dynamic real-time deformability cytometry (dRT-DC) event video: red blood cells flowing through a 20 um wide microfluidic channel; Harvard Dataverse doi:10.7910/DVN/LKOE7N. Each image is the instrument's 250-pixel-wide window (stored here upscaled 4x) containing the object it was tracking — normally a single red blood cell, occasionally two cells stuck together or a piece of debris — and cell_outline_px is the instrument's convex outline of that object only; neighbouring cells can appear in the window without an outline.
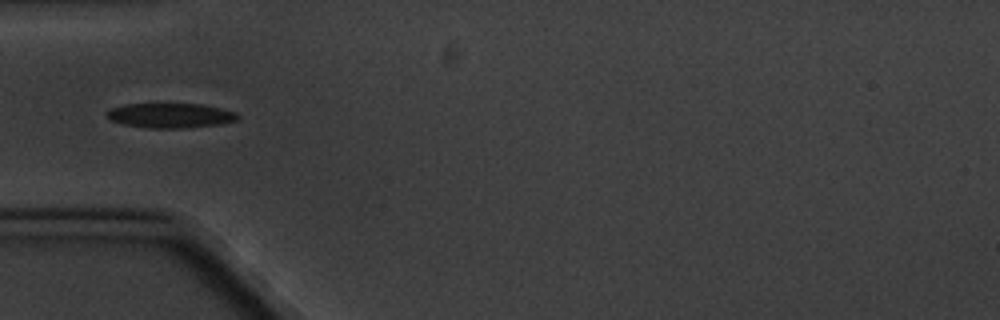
{"species": "common noctule bat (a hibernating species)", "species_latin": "Nyctalus noctula", "temperature_condition": "cold", "stored_images_in_passage": 10, "camera_frame_rate_fps": 3000, "um_per_image_px": 0.085, "animal": {"sex": "male", "body_mass_g": 20.1, "forearm_length_mm": 53.5}, "frame": {"image": 1, "passage_image": 4, "time_ms": 4.333, "image_size_px": [1000, 320], "cell_outline_px": [[240, 120], [220, 124], [184, 128], [148, 128], [124, 124], [112, 120], [108, 116], [108, 112], [112, 108], [124, 104], [200, 104], [220, 108], [236, 112], [240, 116]], "centroid_in_image_um": [14.56, 9.82], "position_along_channel_um": 70.4, "area_um2": 18.73}}
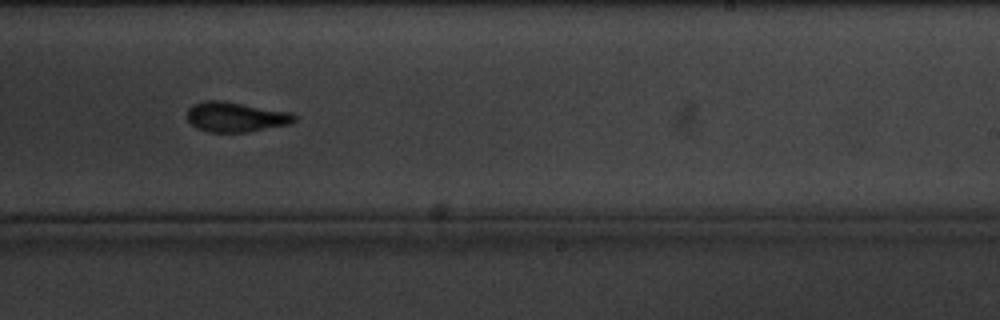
{"frame": {"image": 2, "passage_image": 9, "time_ms": 10.333, "image_size_px": [1000, 320], "cell_outline_px": [[296, 120], [292, 124], [244, 132], [208, 132], [196, 128], [188, 120], [188, 108], [192, 104], [204, 100], [220, 100], [292, 112], [296, 116]], "centroid_in_image_um": [20.04, 9.93], "position_along_channel_um": 269.0, "area_um2": 18.79}}